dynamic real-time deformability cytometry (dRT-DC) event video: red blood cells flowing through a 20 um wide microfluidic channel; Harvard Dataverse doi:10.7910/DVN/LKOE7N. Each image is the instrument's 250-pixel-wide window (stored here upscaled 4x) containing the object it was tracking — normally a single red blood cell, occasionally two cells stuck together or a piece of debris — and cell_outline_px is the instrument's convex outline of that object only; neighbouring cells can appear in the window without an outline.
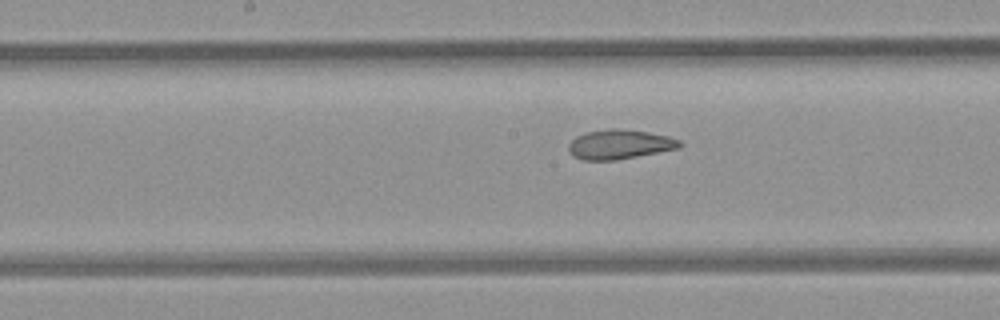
{"species": "common noctule bat (a hibernating species)", "species_latin": "Nyctalus noctula", "temperature_condition": "room temperature", "stored_images_in_passage": 31, "camera_frame_rate_fps": 3000, "um_per_image_px": 0.085, "animal": {"sex": "female", "body_mass_g": 21.9}, "frame": {"image": 1, "passage_image": 22, "time_ms": 7.0, "image_size_px": [1000, 320], "cell_outline_px": [[684, 144], [680, 148], [616, 160], [584, 160], [572, 156], [568, 152], [568, 144], [576, 136], [584, 132], [608, 128], [616, 128], [648, 132], [668, 136], [680, 140]], "centroid_in_image_um": [52.65, 12.27], "position_along_channel_um": 195.6, "area_um2": 19.31}}